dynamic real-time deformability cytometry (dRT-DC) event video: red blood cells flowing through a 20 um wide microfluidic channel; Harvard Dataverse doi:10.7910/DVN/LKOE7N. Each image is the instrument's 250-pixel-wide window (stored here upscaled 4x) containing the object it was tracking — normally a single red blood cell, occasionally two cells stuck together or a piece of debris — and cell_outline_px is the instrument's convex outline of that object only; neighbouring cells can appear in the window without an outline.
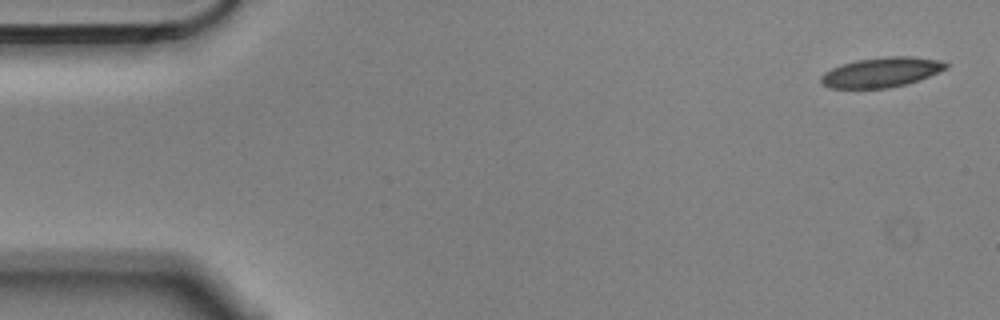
{"species": "Egyptian fruit bat (a non-hibernating species)", "species_latin": "Rousettus aegyptiacus", "temperature_condition": "cold", "stored_images_in_passage": 5, "camera_frame_rate_fps": 3000, "um_per_image_px": 0.085, "animal": {"sex": "male"}, "frame": {"image": 1, "passage_image": 1, "time_ms": 0.0, "image_size_px": [1000, 320], "cell_outline_px": [[948, 68], [928, 76], [904, 84], [888, 88], [832, 88], [820, 84], [820, 76], [824, 72], [832, 68], [856, 60], [888, 56], [908, 56], [940, 60], [948, 64]], "centroid_in_image_um": [74.88, 6.14], "position_along_channel_um": 10.1, "area_um2": 21.5}}
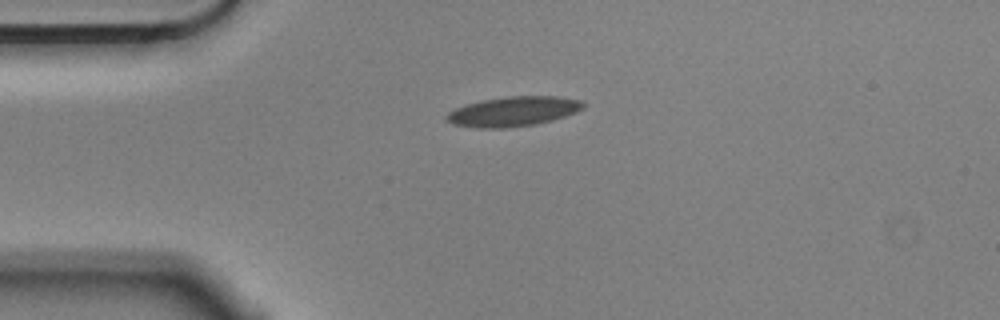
{"frame": {"image": 2, "passage_image": 4, "time_ms": 1.0, "image_size_px": [1000, 320], "cell_outline_px": [[584, 108], [576, 112], [552, 120], [536, 124], [504, 128], [480, 128], [452, 124], [444, 120], [444, 116], [448, 112], [456, 108], [468, 104], [484, 100], [508, 96], [556, 96], [580, 100], [584, 104]], "centroid_in_image_um": [43.6, 9.48], "position_along_channel_um": 41.4, "area_um2": 23.58}}